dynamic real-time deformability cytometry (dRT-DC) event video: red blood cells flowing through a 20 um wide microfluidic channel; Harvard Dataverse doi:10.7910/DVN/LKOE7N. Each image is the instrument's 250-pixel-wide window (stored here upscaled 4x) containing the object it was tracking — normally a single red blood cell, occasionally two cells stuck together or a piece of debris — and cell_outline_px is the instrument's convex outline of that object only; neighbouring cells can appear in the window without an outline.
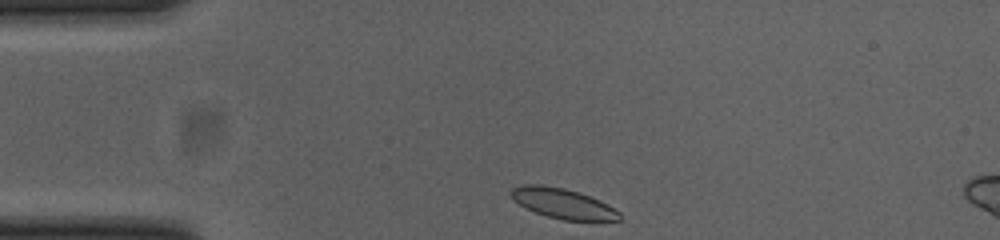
{"species": "common noctule bat (a hibernating species)", "species_latin": "Nyctalus noctula", "temperature_condition": "cold", "stored_images_in_passage": 6, "camera_frame_rate_fps": 3000, "um_per_image_px": 0.085, "animal": {"sex": "female", "body_mass_g": 23.0, "forearm_length_mm": 53.4}, "frame": {"image": 1, "passage_image": 1, "time_ms": 0.0, "image_size_px": [1000, 240], "cell_outline_px": [[620, 220], [564, 220], [548, 216], [536, 212], [520, 204], [508, 192], [512, 188], [524, 184], [540, 184], [564, 188], [588, 196], [608, 204], [620, 212]], "centroid_in_image_um": [47.84, 17.28], "position_along_channel_um": 37.2, "area_um2": 18.61}}